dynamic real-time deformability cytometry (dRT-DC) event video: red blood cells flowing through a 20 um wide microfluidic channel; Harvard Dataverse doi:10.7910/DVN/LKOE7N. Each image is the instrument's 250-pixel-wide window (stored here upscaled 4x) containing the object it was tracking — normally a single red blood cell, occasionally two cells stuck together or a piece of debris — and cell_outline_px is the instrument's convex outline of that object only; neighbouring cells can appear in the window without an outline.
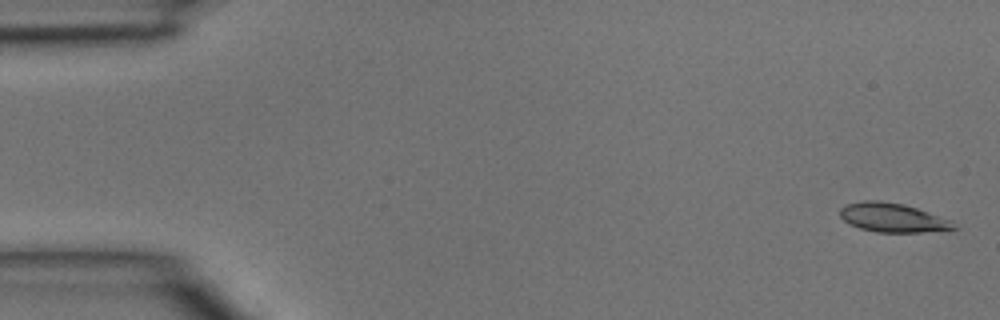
{"species": "common noctule bat (a hibernating species)", "species_latin": "Nyctalus noctula", "temperature_condition": "room temperature", "stored_images_in_passage": 5, "segment_of_instrument_passage": [1, 2], "camera_frame_rate_fps": 3000, "um_per_image_px": 0.085, "animal": {"sex": "male", "body_mass_g": 15.6}, "frame": {"image": 1, "passage_image": 1, "time_ms": 0.0, "image_size_px": [1000, 320], "cell_outline_px": [[960, 228], [920, 232], [876, 232], [860, 228], [848, 224], [840, 216], [840, 208], [848, 204], [864, 200], [880, 200], [904, 204], [952, 220]], "centroid_in_image_um": [75.88, 18.5], "position_along_channel_um": 9.1, "area_um2": 19.25}}